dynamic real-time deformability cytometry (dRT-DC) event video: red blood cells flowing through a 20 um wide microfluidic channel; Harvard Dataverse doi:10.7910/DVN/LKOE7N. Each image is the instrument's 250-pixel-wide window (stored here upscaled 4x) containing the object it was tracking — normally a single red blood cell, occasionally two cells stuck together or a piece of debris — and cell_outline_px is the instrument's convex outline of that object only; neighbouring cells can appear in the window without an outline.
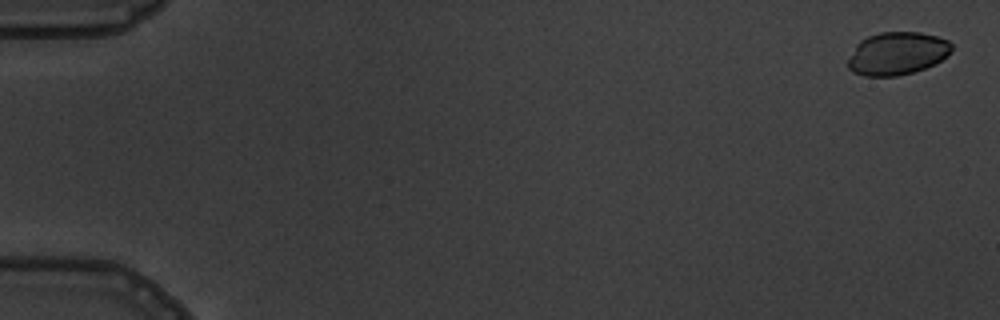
{"species": "common noctule bat (a hibernating species)", "species_latin": "Nyctalus noctula", "temperature_condition": "warm", "stored_images_in_passage": 5, "camera_frame_rate_fps": 3000, "um_per_image_px": 0.085, "animal": {"sex": "male", "body_mass_g": 19.5, "forearm_length_mm": 54.6}, "frame": {"image": 1, "passage_image": 1, "time_ms": 0.0, "image_size_px": [1000, 320], "cell_outline_px": [[952, 48], [936, 64], [912, 72], [896, 76], [864, 76], [852, 72], [848, 68], [848, 60], [856, 44], [860, 40], [868, 36], [880, 32], [920, 32], [936, 36], [948, 40], [952, 44]], "centroid_in_image_um": [76.22, 4.54], "position_along_channel_um": 8.8, "area_um2": 25.78}}
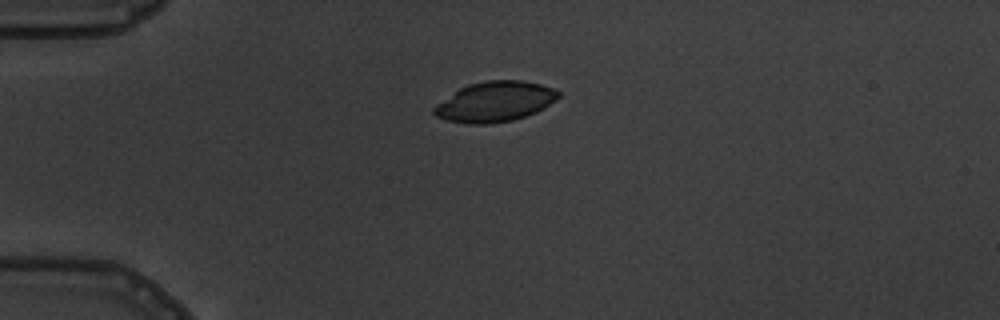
{"frame": {"image": 2, "passage_image": 4, "time_ms": 4.333, "image_size_px": [1000, 320], "cell_outline_px": [[560, 96], [556, 100], [544, 108], [536, 112], [512, 120], [488, 124], [468, 124], [448, 120], [436, 116], [432, 112], [432, 108], [436, 104], [460, 88], [468, 84], [484, 80], [524, 80], [540, 84], [552, 88], [560, 92]], "centroid_in_image_um": [42.07, 8.63], "position_along_channel_um": 42.9, "area_um2": 29.13}}